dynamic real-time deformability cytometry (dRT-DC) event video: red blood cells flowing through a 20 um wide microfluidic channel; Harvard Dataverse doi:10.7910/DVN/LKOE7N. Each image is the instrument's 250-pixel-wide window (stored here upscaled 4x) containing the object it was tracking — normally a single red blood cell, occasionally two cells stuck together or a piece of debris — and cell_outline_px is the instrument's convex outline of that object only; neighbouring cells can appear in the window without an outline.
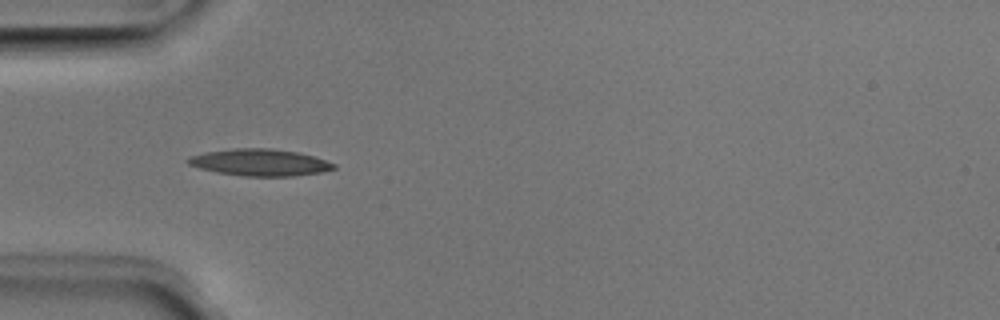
{"species": "Egyptian fruit bat (a non-hibernating species)", "species_latin": "Rousettus aegyptiacus", "temperature_condition": "room temperature", "stored_images_in_passage": 39, "camera_frame_rate_fps": 3000, "um_per_image_px": 0.085, "animal": {"sex": "male"}, "frame": {"image": 1, "passage_image": 4, "time_ms": 1.0, "image_size_px": [1000, 320], "cell_outline_px": [[336, 168], [320, 172], [292, 176], [244, 176], [216, 172], [200, 168], [188, 164], [184, 160], [188, 156], [204, 152], [232, 148], [272, 148], [296, 152], [312, 156], [336, 164]], "centroid_in_image_um": [22.02, 13.8], "position_along_channel_um": 63.0, "area_um2": 22.77}}
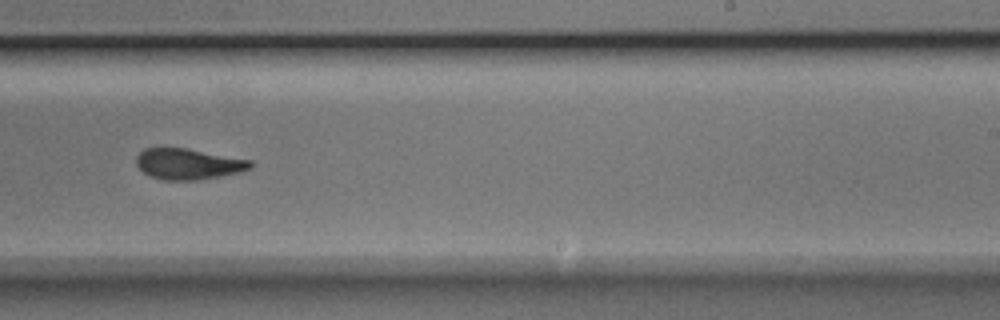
{"frame": {"image": 2, "passage_image": 20, "time_ms": 6.333, "image_size_px": [1000, 320], "cell_outline_px": [[252, 168], [240, 172], [220, 176], [196, 180], [164, 180], [152, 176], [144, 172], [136, 164], [136, 156], [144, 148], [184, 148], [252, 160]], "centroid_in_image_um": [16.01, 13.94], "position_along_channel_um": 273.0, "area_um2": 20.35}}
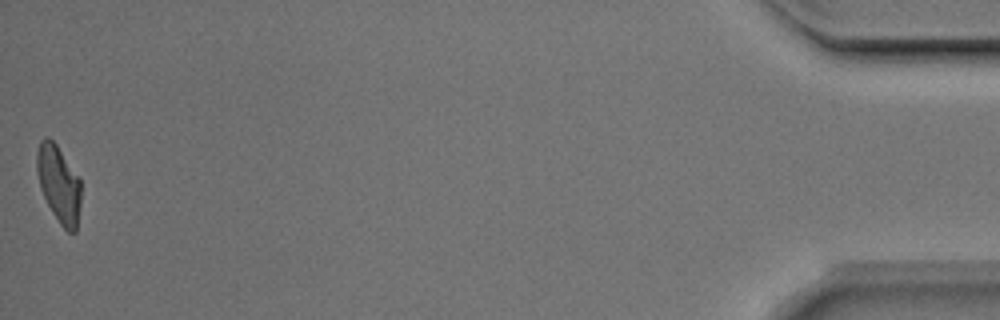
{"frame": {"image": 3, "passage_image": 39, "time_ms": 12.667, "image_size_px": [1000, 320], "cell_outline_px": [[80, 204], [76, 232], [68, 232], [60, 224], [52, 212], [40, 188], [36, 172], [36, 152], [40, 140], [44, 136], [48, 136], [56, 144], [80, 180]], "centroid_in_image_um": [4.97, 15.62], "position_along_channel_um": 430.2, "area_um2": 19.71}, "authors_computed_cell_mechanics": {"area_um2": 21.0392, "velocity_mm_per_s": 3.9893, "shape_relaxation_time_tau1_ms": 3.7658, "shape_relaxation_time_tau2_ms": 2.571, "deformation_change_tau1": 0.1805, "deformation_change_tau2": 0.1137}}